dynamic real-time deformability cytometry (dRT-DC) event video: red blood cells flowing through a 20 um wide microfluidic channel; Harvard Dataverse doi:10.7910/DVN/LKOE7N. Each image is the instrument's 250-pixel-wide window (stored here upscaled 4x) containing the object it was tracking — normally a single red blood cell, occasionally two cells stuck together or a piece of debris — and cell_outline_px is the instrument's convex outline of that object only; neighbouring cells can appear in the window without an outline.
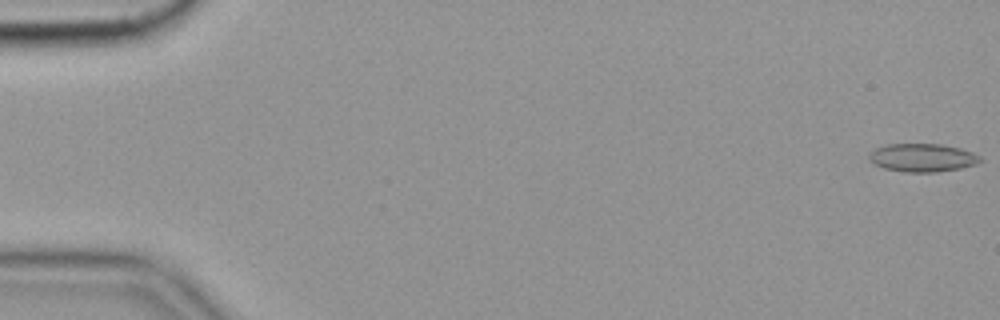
{"species": "common noctule bat (a hibernating species)", "species_latin": "Nyctalus noctula", "temperature_condition": "cold", "stored_images_in_passage": 16, "camera_frame_rate_fps": 3000, "um_per_image_px": 0.085, "animal": {"sex": "female", "body_mass_g": 19.9}, "frame": {"image": 1, "passage_image": 1, "time_ms": 0.0, "image_size_px": [1000, 320], "cell_outline_px": [[980, 160], [976, 164], [960, 168], [936, 172], [904, 172], [884, 168], [872, 164], [868, 160], [868, 156], [876, 148], [888, 144], [940, 144], [960, 148], [972, 152], [980, 156]], "centroid_in_image_um": [78.37, 13.41], "position_along_channel_um": 6.6, "area_um2": 18.21}}
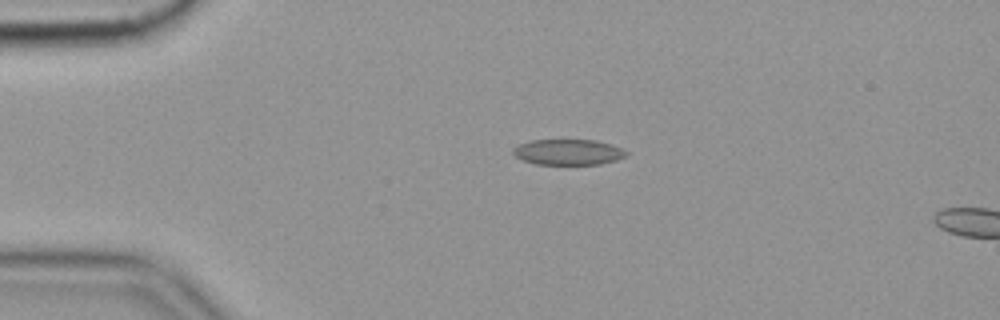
{"frame": {"image": 2, "passage_image": 13, "time_ms": 4.0, "image_size_px": [1000, 320], "cell_outline_px": [[628, 152], [624, 156], [616, 160], [600, 164], [536, 164], [524, 160], [516, 156], [512, 152], [512, 148], [520, 144], [532, 140], [596, 140], [612, 144], [624, 148]], "centroid_in_image_um": [48.32, 12.92], "position_along_channel_um": 36.7, "area_um2": 16.88}}